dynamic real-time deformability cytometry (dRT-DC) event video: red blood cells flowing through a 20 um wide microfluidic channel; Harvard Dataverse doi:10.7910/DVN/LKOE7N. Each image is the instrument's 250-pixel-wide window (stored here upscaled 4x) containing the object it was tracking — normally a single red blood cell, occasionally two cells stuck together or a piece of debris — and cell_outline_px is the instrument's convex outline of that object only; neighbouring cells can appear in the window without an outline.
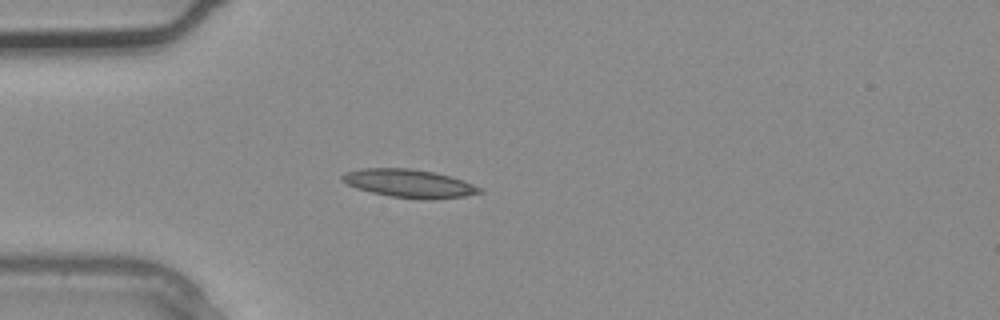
{"species": "common noctule bat (a hibernating species)", "species_latin": "Nyctalus noctula", "temperature_condition": "warm", "stored_images_in_passage": 1, "camera_frame_rate_fps": 3000, "um_per_image_px": 0.085, "animal": {"sex": "male", "body_mass_g": 20.4}, "frame": {"image": 1, "passage_image": 1, "time_ms": 0.0, "image_size_px": [1000, 320], "cell_outline_px": [[484, 192], [464, 196], [424, 200], [388, 196], [356, 188], [340, 180], [340, 176], [344, 172], [360, 168], [412, 168], [432, 172], [464, 180], [480, 188]], "centroid_in_image_um": [34.73, 15.59], "position_along_channel_um": 50.3, "area_um2": 22.6}}